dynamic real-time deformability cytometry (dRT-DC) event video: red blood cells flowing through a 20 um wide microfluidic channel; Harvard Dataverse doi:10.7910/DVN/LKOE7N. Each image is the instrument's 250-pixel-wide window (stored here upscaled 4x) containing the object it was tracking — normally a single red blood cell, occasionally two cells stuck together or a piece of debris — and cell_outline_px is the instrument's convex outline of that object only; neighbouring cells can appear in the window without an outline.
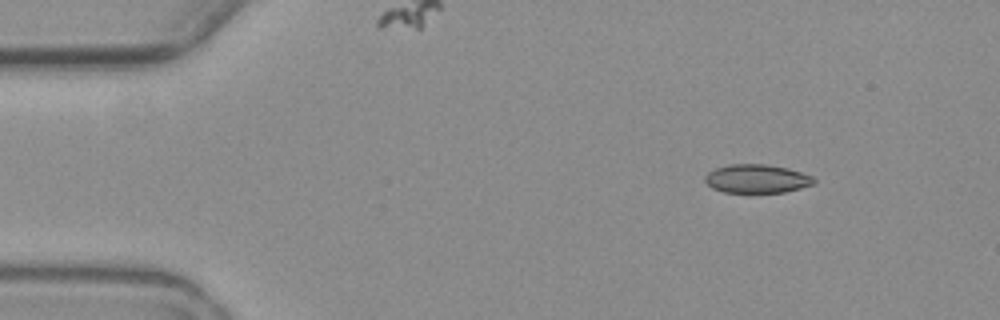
{"species": "common noctule bat (a hibernating species)", "species_latin": "Nyctalus noctula", "temperature_condition": "warm", "stored_images_in_passage": 5, "camera_frame_rate_fps": 3000, "um_per_image_px": 0.085, "animal": {"sex": "female", "body_mass_g": 19.3, "forearm_length_mm": 54.1}, "frame": {"image": 1, "passage_image": 1, "time_ms": 0.0, "image_size_px": [1000, 320], "cell_outline_px": [[816, 184], [784, 192], [724, 192], [712, 188], [704, 180], [704, 176], [708, 172], [716, 168], [728, 164], [764, 164], [788, 168], [812, 176], [816, 180]], "centroid_in_image_um": [64.33, 15.19], "position_along_channel_um": 20.7, "area_um2": 18.15}}
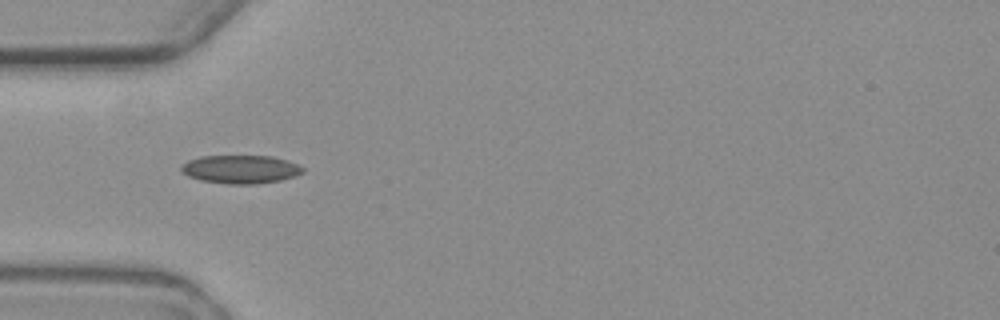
{"frame": {"image": 2, "passage_image": 4, "time_ms": 3.667, "image_size_px": [1000, 320], "cell_outline_px": [[304, 172], [296, 176], [280, 180], [256, 184], [228, 184], [200, 180], [188, 176], [180, 168], [180, 164], [188, 160], [200, 156], [272, 156], [288, 160], [304, 168]], "centroid_in_image_um": [20.45, 14.38], "position_along_channel_um": 64.6, "area_um2": 20.17}}
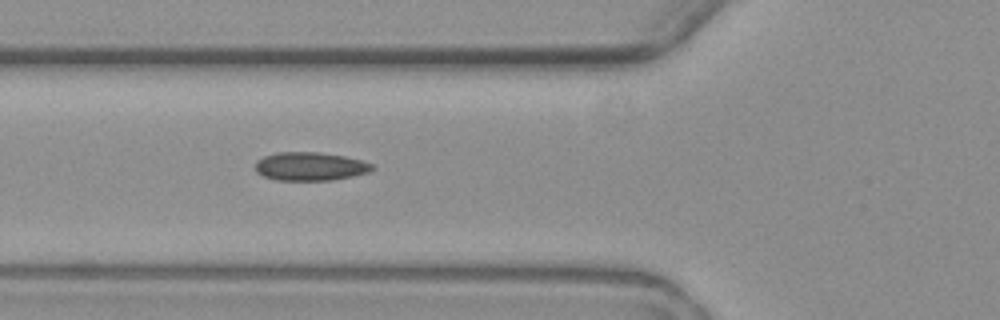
{"frame": {"image": 3, "passage_image": 5, "time_ms": 4.667, "image_size_px": [1000, 320], "cell_outline_px": [[376, 168], [368, 172], [352, 176], [332, 180], [276, 180], [264, 176], [256, 172], [256, 160], [264, 156], [276, 152], [320, 152], [344, 156], [360, 160], [372, 164]], "centroid_in_image_um": [26.35, 14.14], "position_along_channel_um": 99.4, "area_um2": 19.36}}